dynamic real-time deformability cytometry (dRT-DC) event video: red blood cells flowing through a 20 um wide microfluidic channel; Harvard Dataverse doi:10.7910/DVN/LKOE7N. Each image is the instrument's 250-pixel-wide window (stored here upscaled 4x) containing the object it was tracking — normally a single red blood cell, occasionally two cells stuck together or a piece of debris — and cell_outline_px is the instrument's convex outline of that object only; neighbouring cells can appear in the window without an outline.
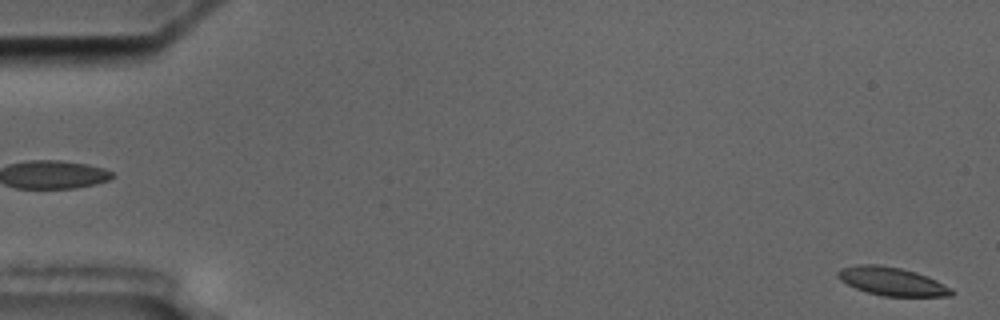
{"species": "common noctule bat (a hibernating species)", "species_latin": "Nyctalus noctula", "temperature_condition": "cold", "stored_images_in_passage": 5, "segment_of_instrument_passage": [2, 2], "camera_frame_rate_fps": 3000, "um_per_image_px": 0.085, "animal": {"sex": "male", "body_mass_g": 17.5, "forearm_length_mm": 52.3}, "frame": {"image": 1, "passage_image": 5, "time_ms": 6.0, "image_size_px": [1000, 320], "cell_outline_px": [[956, 292], [952, 296], [884, 296], [868, 292], [856, 288], [840, 280], [836, 276], [836, 272], [840, 268], [856, 264], [876, 264], [900, 268], [916, 272], [928, 276], [952, 288]], "centroid_in_image_um": [75.82, 23.91], "position_along_channel_um": 9.2, "area_um2": 18.84}}